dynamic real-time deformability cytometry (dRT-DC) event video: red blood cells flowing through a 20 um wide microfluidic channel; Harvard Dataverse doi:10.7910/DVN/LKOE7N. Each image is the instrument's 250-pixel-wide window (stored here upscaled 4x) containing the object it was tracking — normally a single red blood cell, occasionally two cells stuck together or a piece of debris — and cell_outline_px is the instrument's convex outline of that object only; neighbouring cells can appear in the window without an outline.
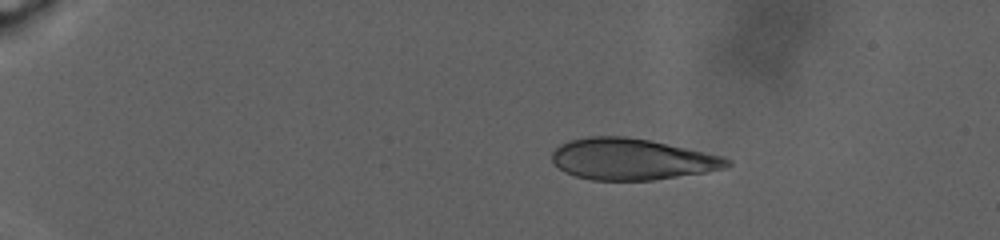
{"species": "human", "species_latin": "Homo sapiens", "temperature_condition": "warm", "stored_images_in_passage": 74, "camera_frame_rate_fps": 3000, "um_per_image_px": 0.085, "donor": {"sex": "male"}, "frame": {"image": 1, "passage_image": 1, "time_ms": 0.0, "image_size_px": [1000, 240], "cell_outline_px": [[732, 164], [724, 168], [704, 172], [652, 180], [592, 180], [576, 176], [564, 172], [552, 160], [552, 152], [560, 144], [568, 140], [588, 136], [624, 136], [648, 140], [724, 156], [732, 160]], "centroid_in_image_um": [53.69, 13.52], "position_along_channel_um": 31.3, "area_um2": 41.96}}
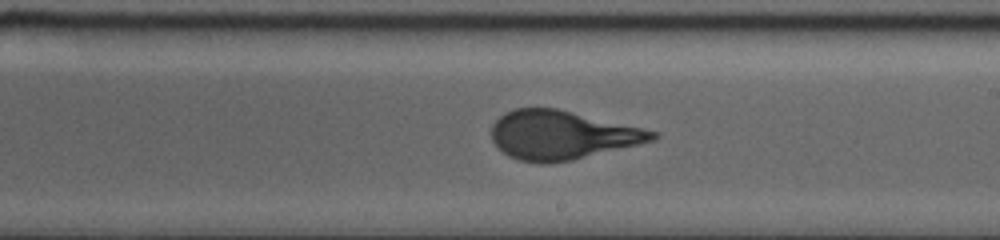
{"frame": {"image": 2, "passage_image": 42, "time_ms": 14.333, "image_size_px": [1000, 240], "cell_outline_px": [[660, 136], [656, 140], [572, 160], [548, 164], [540, 164], [520, 160], [508, 156], [492, 140], [492, 124], [504, 112], [516, 108], [556, 108], [660, 132]], "centroid_in_image_um": [47.77, 11.48], "position_along_channel_um": 241.2, "area_um2": 45.66}}
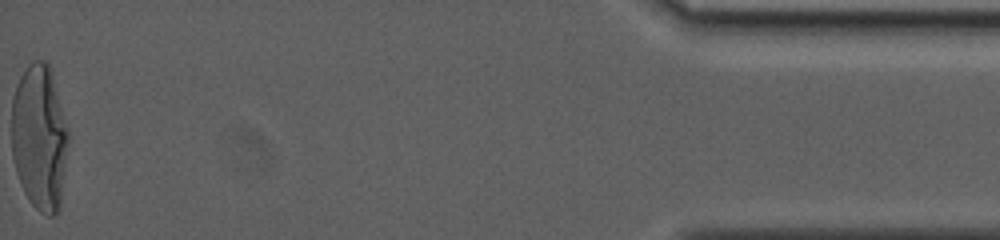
{"frame": {"image": 3, "passage_image": 74, "time_ms": 26.333, "image_size_px": [1000, 240], "cell_outline_px": [[68, 144], [60, 208], [52, 216], [48, 216], [40, 212], [32, 204], [24, 192], [16, 172], [12, 156], [12, 100], [16, 84], [20, 76], [28, 64], [32, 60], [44, 60], [48, 64], [52, 72], [68, 132]], "centroid_in_image_um": [3.35, 11.68], "position_along_channel_um": 431.9, "area_um2": 48.21}}